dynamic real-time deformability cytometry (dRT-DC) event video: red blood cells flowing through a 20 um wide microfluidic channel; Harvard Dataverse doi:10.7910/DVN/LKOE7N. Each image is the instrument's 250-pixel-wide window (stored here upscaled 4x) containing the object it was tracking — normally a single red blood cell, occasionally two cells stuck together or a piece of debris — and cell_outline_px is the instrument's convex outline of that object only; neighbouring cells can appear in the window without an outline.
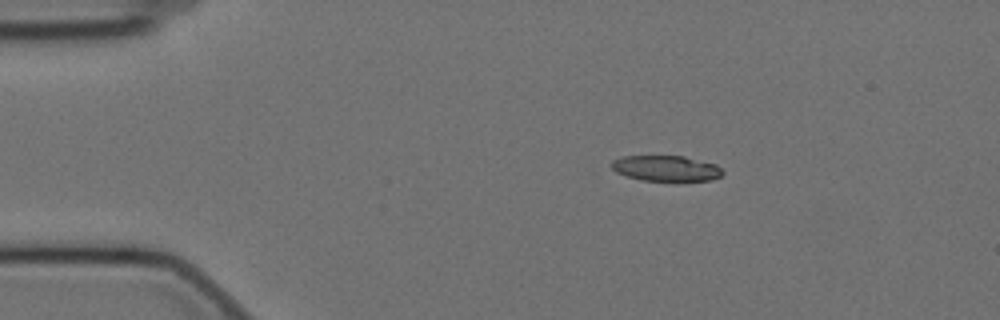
{"species": "Egyptian fruit bat (a non-hibernating species)", "species_latin": "Rousettus aegyptiacus", "temperature_condition": "cold", "stored_images_in_passage": 2, "camera_frame_rate_fps": 3000, "um_per_image_px": 0.085, "animal": {"sex": "female"}, "frame": {"image": 1, "passage_image": 1, "time_ms": 0.0, "image_size_px": [1000, 320], "cell_outline_px": [[724, 172], [720, 176], [712, 180], [640, 180], [616, 172], [612, 168], [612, 160], [620, 156], [684, 156], [716, 164]], "centroid_in_image_um": [56.61, 14.29], "position_along_channel_um": 28.4, "area_um2": 16.42}}